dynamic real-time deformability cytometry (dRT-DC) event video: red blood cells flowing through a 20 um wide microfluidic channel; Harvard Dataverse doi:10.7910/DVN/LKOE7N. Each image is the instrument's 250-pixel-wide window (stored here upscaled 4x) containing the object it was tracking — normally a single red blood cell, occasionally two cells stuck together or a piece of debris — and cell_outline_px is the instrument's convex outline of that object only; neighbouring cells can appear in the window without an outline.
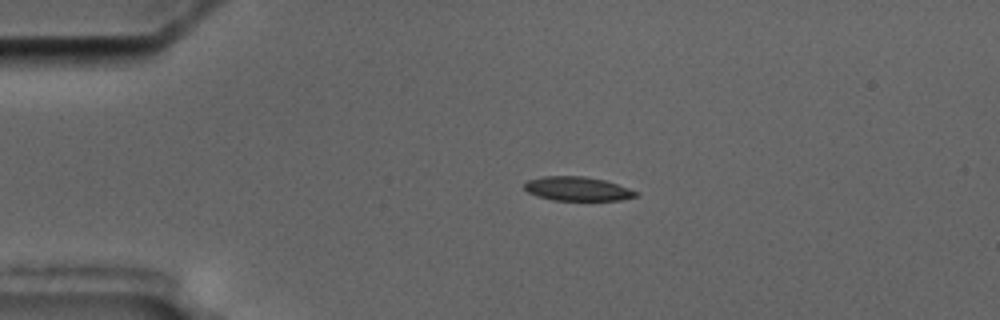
{"species": "common noctule bat (a hibernating species)", "species_latin": "Nyctalus noctula", "temperature_condition": "cold", "stored_images_in_passage": 5, "camera_frame_rate_fps": 3000, "um_per_image_px": 0.085, "animal": {"sex": "male", "body_mass_g": 17.5, "forearm_length_mm": 52.3}, "frame": {"image": 1, "passage_image": 3, "time_ms": 2.333, "image_size_px": [1000, 320], "cell_outline_px": [[640, 192], [636, 196], [620, 200], [552, 200], [528, 192], [524, 188], [524, 184], [528, 180], [544, 176], [584, 176], [604, 180]], "centroid_in_image_um": [49.09, 16.04], "position_along_channel_um": 35.9, "area_um2": 15.43}}
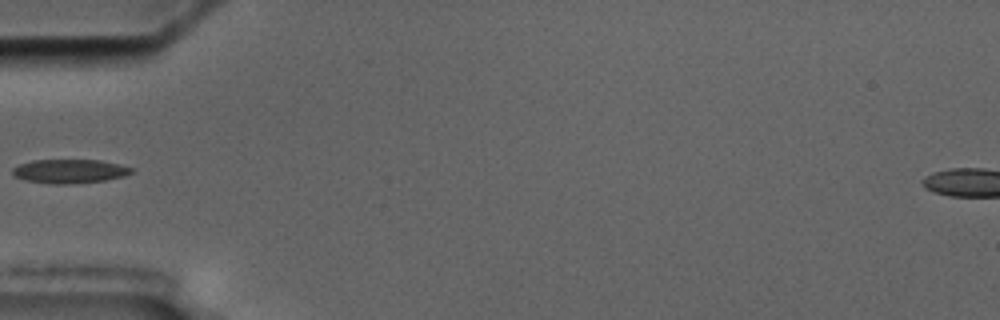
{"frame": {"image": 2, "passage_image": 5, "time_ms": 4.667, "image_size_px": [1000, 320], "cell_outline_px": [[136, 168], [132, 172], [124, 176], [104, 180], [64, 184], [52, 184], [24, 180], [16, 176], [12, 172], [12, 168], [20, 164], [32, 160], [100, 160], [120, 164]], "centroid_in_image_um": [5.94, 14.54], "position_along_channel_um": 79.1, "area_um2": 16.53}}